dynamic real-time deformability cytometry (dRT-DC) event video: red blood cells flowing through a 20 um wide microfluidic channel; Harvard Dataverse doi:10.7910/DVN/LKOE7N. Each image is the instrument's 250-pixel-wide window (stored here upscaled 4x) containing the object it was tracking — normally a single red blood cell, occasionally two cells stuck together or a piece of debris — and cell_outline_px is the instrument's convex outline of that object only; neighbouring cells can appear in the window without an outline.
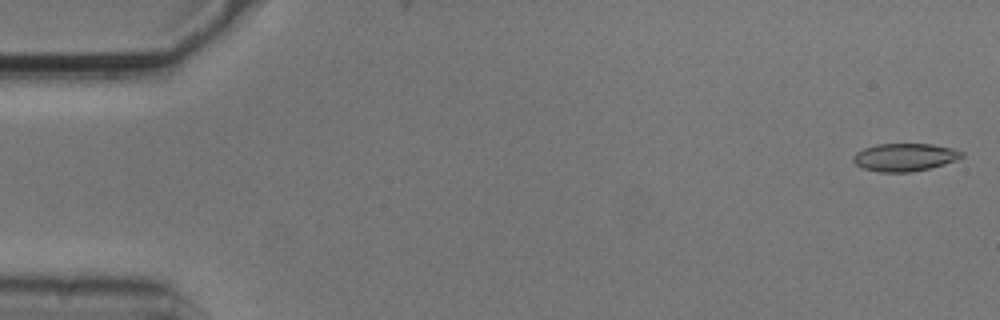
{"species": "common noctule bat (a hibernating species)", "species_latin": "Nyctalus noctula", "temperature_condition": "cold", "stored_images_in_passage": 7, "camera_frame_rate_fps": 3000, "um_per_image_px": 0.085, "animal": {"sex": "male", "body_mass_g": 20.5, "forearm_length_mm": 52.5}, "frame": {"image": 1, "passage_image": 1, "time_ms": 0.0, "image_size_px": [1000, 320], "cell_outline_px": [[964, 156], [956, 160], [944, 164], [928, 168], [908, 172], [880, 172], [864, 168], [856, 164], [852, 160], [852, 156], [856, 152], [864, 148], [876, 144], [932, 144], [952, 148], [964, 152]], "centroid_in_image_um": [76.89, 13.35], "position_along_channel_um": 8.1, "area_um2": 17.51}}